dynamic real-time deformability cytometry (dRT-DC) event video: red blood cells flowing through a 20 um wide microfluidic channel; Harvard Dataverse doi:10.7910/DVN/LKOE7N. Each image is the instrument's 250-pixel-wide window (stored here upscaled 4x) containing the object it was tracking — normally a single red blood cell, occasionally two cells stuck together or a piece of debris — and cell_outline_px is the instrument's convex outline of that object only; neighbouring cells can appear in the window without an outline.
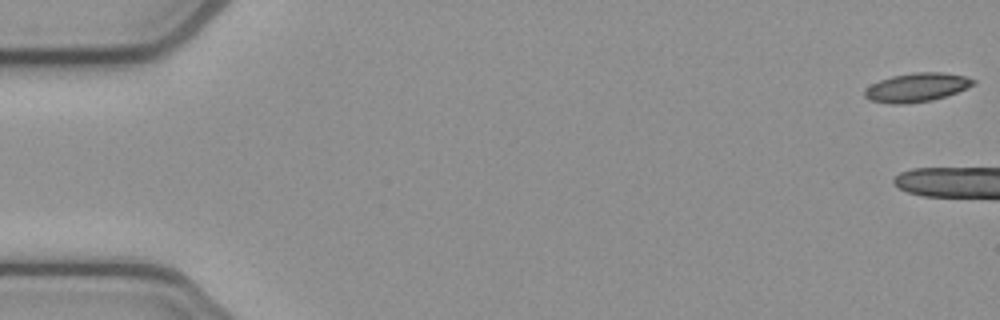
{"species": "common noctule bat (a hibernating species)", "species_latin": "Nyctalus noctula", "temperature_condition": "cold", "stored_images_in_passage": 6, "camera_frame_rate_fps": 3000, "um_per_image_px": 0.085, "animal": {"sex": "female", "body_mass_g": 21.9}, "frame": {"image": 1, "passage_image": 1, "time_ms": 0.0, "image_size_px": [1000, 320], "cell_outline_px": [[976, 84], [968, 88], [932, 100], [904, 104], [892, 104], [868, 100], [864, 96], [864, 92], [872, 84], [880, 80], [892, 76], [912, 72], [944, 72], [964, 76], [976, 80]], "centroid_in_image_um": [77.93, 7.42], "position_along_channel_um": 7.1, "area_um2": 18.21}}